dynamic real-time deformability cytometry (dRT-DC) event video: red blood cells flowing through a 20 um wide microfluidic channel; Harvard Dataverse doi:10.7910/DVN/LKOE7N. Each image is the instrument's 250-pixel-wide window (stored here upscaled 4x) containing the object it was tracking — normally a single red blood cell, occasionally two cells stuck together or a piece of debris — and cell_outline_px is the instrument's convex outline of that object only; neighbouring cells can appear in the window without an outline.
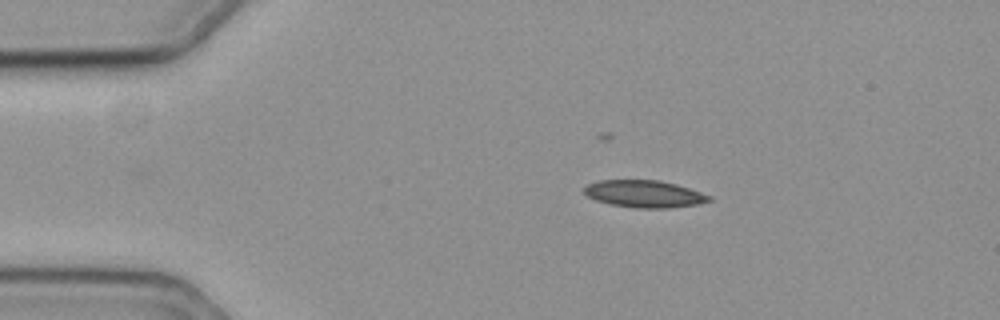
{"species": "common noctule bat (a hibernating species)", "species_latin": "Nyctalus noctula", "temperature_condition": "cold", "stored_images_in_passage": 41, "camera_frame_rate_fps": 3000, "um_per_image_px": 0.085, "animal": {"sex": "female", "body_mass_g": 19.3, "forearm_length_mm": 54.1}, "frame": {"image": 1, "passage_image": 1, "time_ms": 0.0, "image_size_px": [1000, 320], "cell_outline_px": [[712, 200], [696, 204], [668, 208], [636, 208], [612, 204], [596, 200], [588, 196], [584, 192], [584, 188], [588, 184], [600, 180], [660, 180], [676, 184], [712, 196]], "centroid_in_image_um": [54.77, 16.47], "position_along_channel_um": 30.2, "area_um2": 19.59}}
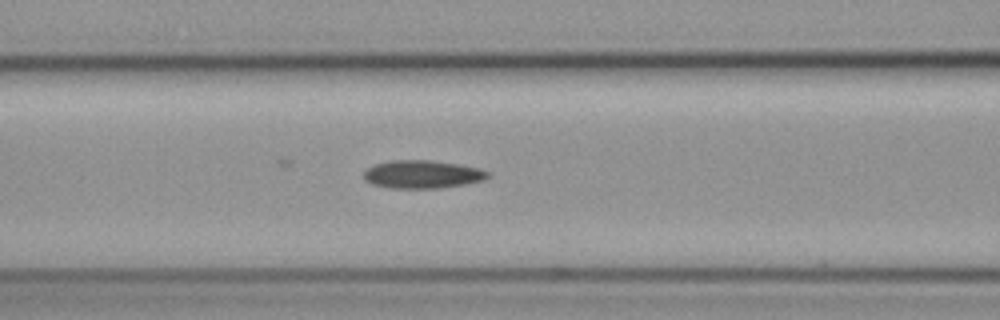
{"frame": {"image": 2, "passage_image": 14, "time_ms": 4.333, "image_size_px": [1000, 320], "cell_outline_px": [[492, 176], [484, 180], [464, 184], [440, 188], [388, 188], [372, 184], [364, 180], [364, 172], [368, 168], [376, 164], [388, 160], [428, 160], [456, 164], [480, 168], [492, 172]], "centroid_in_image_um": [35.93, 14.82], "position_along_channel_um": 130.7, "area_um2": 20.4}}
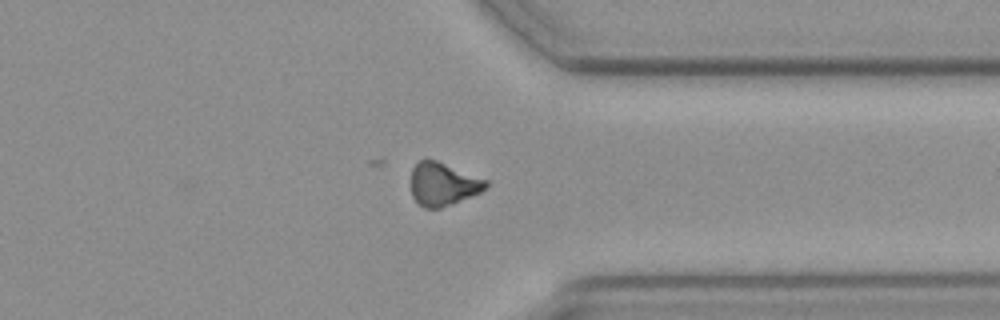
{"frame": {"image": 3, "passage_image": 35, "time_ms": 11.333, "image_size_px": [1000, 320], "cell_outline_px": [[488, 188], [480, 192], [452, 204], [440, 208], [424, 208], [412, 196], [412, 168], [420, 160], [436, 160], [488, 180]], "centroid_in_image_um": [37.68, 15.65], "position_along_channel_um": 373.7, "area_um2": 18.61}}